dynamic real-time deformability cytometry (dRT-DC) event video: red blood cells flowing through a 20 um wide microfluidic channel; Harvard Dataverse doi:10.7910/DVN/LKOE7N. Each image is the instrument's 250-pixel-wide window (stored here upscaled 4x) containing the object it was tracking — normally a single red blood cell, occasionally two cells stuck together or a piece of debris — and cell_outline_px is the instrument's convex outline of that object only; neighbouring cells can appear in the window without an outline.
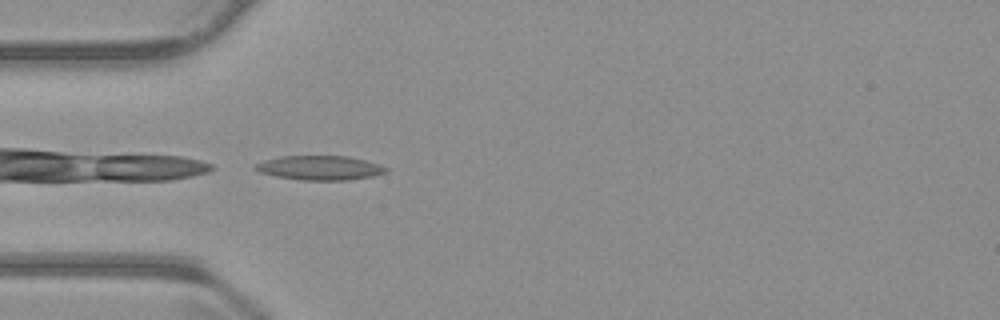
{"species": "common noctule bat (a hibernating species)", "species_latin": "Nyctalus noctula", "temperature_condition": "warm", "stored_images_in_passage": 37, "camera_frame_rate_fps": 3000, "um_per_image_px": 0.085, "animal": {"sex": "male", "body_mass_g": 23.1, "forearm_length_mm": 52.7}, "frame": {"image": 1, "passage_image": 1, "time_ms": 0.0, "image_size_px": [1000, 320], "cell_outline_px": [[388, 172], [372, 176], [348, 180], [300, 180], [276, 176], [260, 172], [252, 168], [256, 164], [264, 160], [280, 156], [348, 156], [380, 164], [388, 168]], "centroid_in_image_um": [27.19, 14.26], "position_along_channel_um": 57.8, "area_um2": 18.55}}
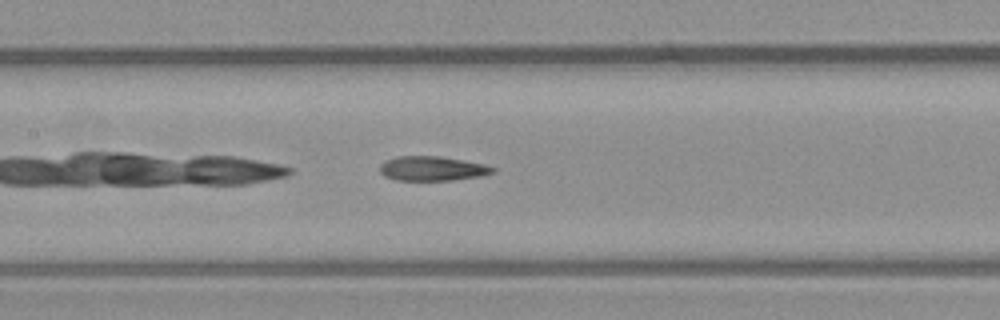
{"frame": {"image": 2, "passage_image": 10, "time_ms": 3.0, "image_size_px": [1000, 320], "cell_outline_px": [[496, 172], [484, 176], [452, 180], [396, 180], [384, 176], [380, 172], [380, 164], [384, 160], [396, 156], [440, 156], [464, 160], [484, 164], [496, 168]], "centroid_in_image_um": [36.76, 14.32], "position_along_channel_um": 170.6, "area_um2": 16.36}}
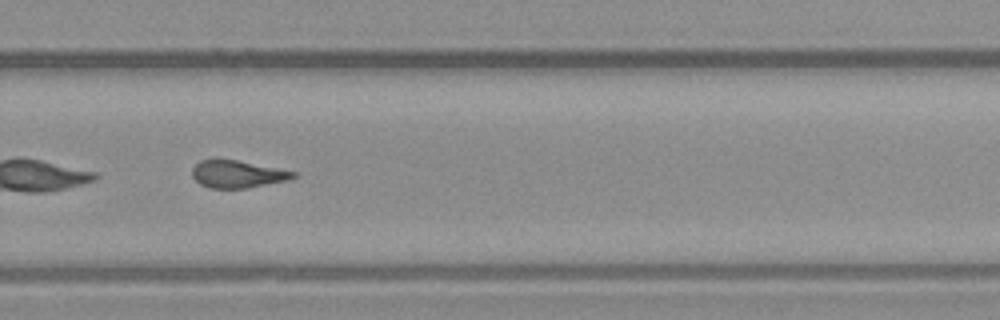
{"frame": {"image": 3, "passage_image": 21, "time_ms": 6.667, "image_size_px": [1000, 320], "cell_outline_px": [[296, 176], [288, 180], [248, 188], [208, 188], [200, 184], [192, 176], [192, 168], [200, 160], [216, 156], [296, 172]], "centroid_in_image_um": [20.11, 14.77], "position_along_channel_um": 309.7, "area_um2": 16.42}, "authors_computed_cell_mechanics": {"area_um2": 16.9354, "velocity_mm_per_s": 3.8145, "shape_relaxation_time_tau1_ms": null, "shape_relaxation_time_tau2_ms": 2.7244, "deformation_change_tau1": null, "deformation_change_tau2": 0.1138}}